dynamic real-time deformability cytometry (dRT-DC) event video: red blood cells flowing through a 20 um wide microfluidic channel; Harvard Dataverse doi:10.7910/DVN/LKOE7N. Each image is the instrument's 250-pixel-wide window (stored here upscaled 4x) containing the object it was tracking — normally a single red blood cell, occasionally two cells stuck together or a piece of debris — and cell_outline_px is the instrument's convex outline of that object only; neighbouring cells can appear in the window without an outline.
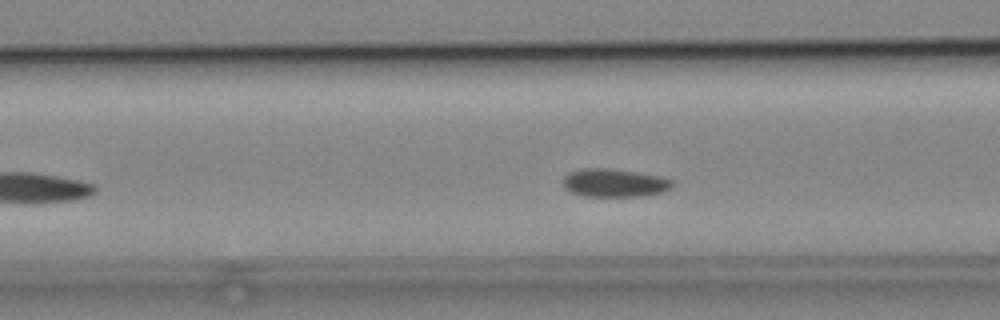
{"species": "common noctule bat (a hibernating species)", "species_latin": "Nyctalus noctula", "temperature_condition": "cold", "stored_images_in_passage": 37, "camera_frame_rate_fps": 3000, "um_per_image_px": 0.085, "animal": {"sex": "male", "body_mass_g": 19.2, "forearm_length_mm": 51.8}, "frame": {"image": 1, "passage_image": 13, "time_ms": 4.0, "image_size_px": [1000, 320], "cell_outline_px": [[676, 184], [672, 188], [660, 192], [640, 196], [584, 196], [572, 192], [564, 188], [564, 176], [568, 172], [584, 168], [604, 168], [636, 172], [660, 176], [672, 180]], "centroid_in_image_um": [52.23, 15.54], "position_along_channel_um": 114.4, "area_um2": 17.86}}
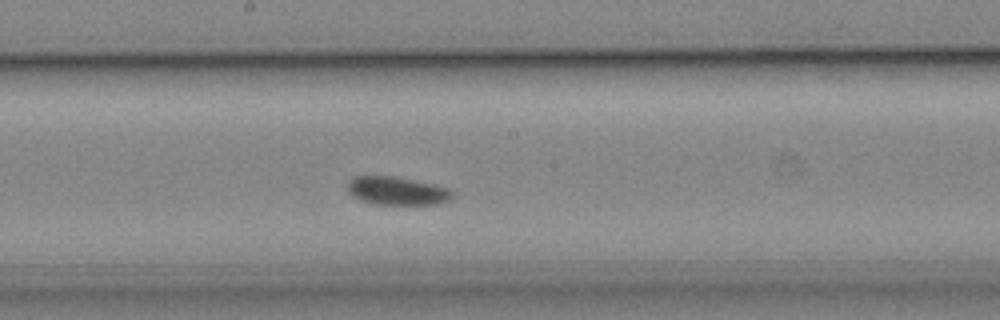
{"frame": {"image": 2, "passage_image": 21, "time_ms": 6.667, "image_size_px": [1000, 320], "cell_outline_px": [[452, 196], [448, 200], [436, 204], [372, 204], [360, 200], [352, 196], [348, 192], [348, 180], [352, 176], [392, 176], [412, 180], [448, 188], [452, 192]], "centroid_in_image_um": [33.66, 16.22], "position_along_channel_um": 214.5, "area_um2": 17.05}}
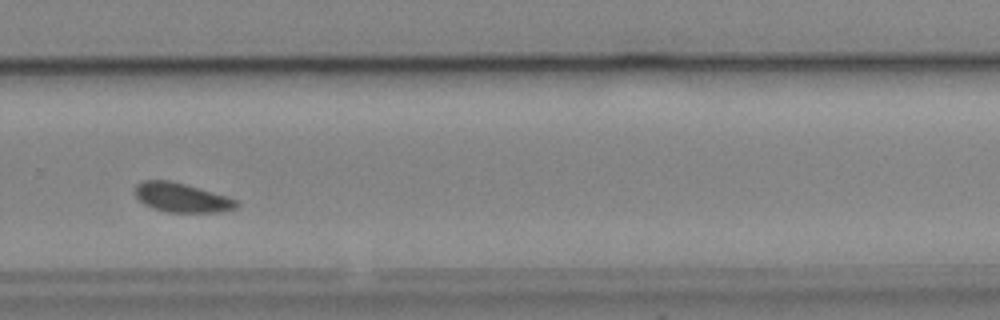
{"frame": {"image": 3, "passage_image": 29, "time_ms": 9.333, "image_size_px": [1000, 320], "cell_outline_px": [[240, 204], [236, 208], [220, 212], [168, 212], [152, 208], [144, 204], [136, 196], [136, 184], [140, 180], [168, 180], [184, 184], [228, 196], [236, 200]], "centroid_in_image_um": [15.45, 16.8], "position_along_channel_um": 314.4, "area_um2": 17.22}, "authors_computed_cell_mechanics": {"area_um2": 17.7446, "velocity_mm_per_s": 3.7549, "shape_relaxation_time_tau1_ms": 4.2604, "shape_relaxation_time_tau2_ms": null, "deformation_change_tau1": 0.0393, "deformation_change_tau2": null}}